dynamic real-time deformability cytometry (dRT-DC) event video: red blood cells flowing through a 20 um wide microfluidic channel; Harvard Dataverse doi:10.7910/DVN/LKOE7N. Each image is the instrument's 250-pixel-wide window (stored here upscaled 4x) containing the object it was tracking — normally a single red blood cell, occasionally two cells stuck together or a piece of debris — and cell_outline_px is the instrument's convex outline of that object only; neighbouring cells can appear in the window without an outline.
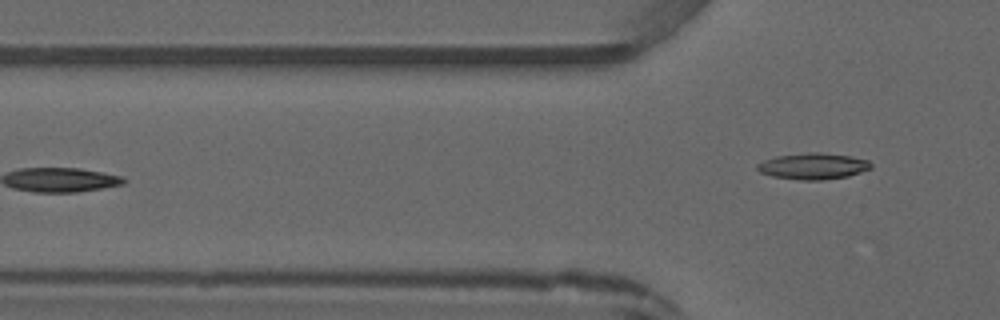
{"species": "common noctule bat (a hibernating species)", "species_latin": "Nyctalus noctula", "temperature_condition": "warm", "stored_images_in_passage": 4, "camera_frame_rate_fps": 3000, "um_per_image_px": 0.085, "animal": {"sex": "male", "forearm_length_mm": 52.5}, "frame": {"image": 1, "passage_image": 4, "time_ms": 4.333, "image_size_px": [1000, 320], "cell_outline_px": [[872, 168], [848, 176], [824, 180], [800, 180], [772, 176], [760, 172], [756, 168], [756, 164], [764, 160], [776, 156], [812, 152], [816, 152], [852, 156], [868, 160], [872, 164]], "centroid_in_image_um": [69.12, 14.12], "position_along_channel_um": 56.7, "area_um2": 17.4}}